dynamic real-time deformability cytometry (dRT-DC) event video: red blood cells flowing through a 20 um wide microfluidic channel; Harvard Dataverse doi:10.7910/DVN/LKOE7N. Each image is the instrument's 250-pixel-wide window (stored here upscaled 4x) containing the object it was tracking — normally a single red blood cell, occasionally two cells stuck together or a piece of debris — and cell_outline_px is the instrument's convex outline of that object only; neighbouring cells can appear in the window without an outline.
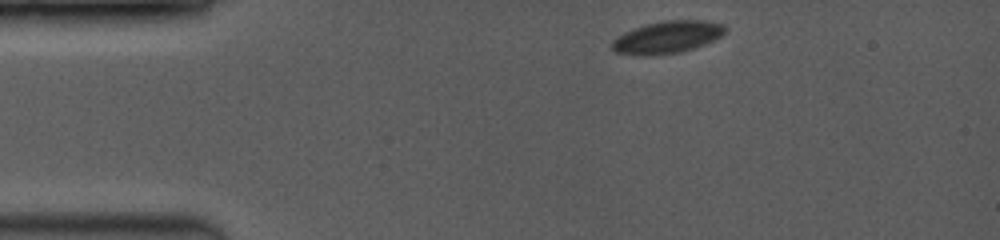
{"species": "common noctule bat (a hibernating species)", "species_latin": "Nyctalus noctula", "temperature_condition": "room temperature", "stored_images_in_passage": 12, "camera_frame_rate_fps": 3500, "um_per_image_px": 0.085, "animal": {"sex": "female", "body_mass_g": 19.0, "forearm_length_mm": 53.3}, "frame": {"image": 1, "passage_image": 1, "time_ms": 0.0, "image_size_px": [1000, 240], "cell_outline_px": [[728, 28], [720, 36], [704, 44], [680, 52], [652, 56], [640, 56], [616, 52], [612, 48], [612, 40], [636, 28], [648, 24], [668, 20], [700, 20], [724, 24]], "centroid_in_image_um": [56.74, 3.17], "position_along_channel_um": 28.3, "area_um2": 20.87}}
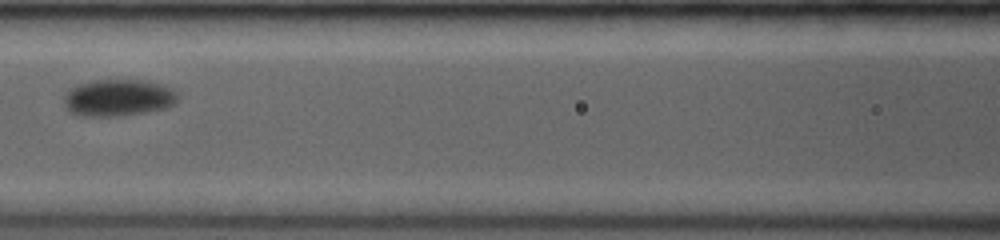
{"frame": {"image": 2, "passage_image": 9, "time_ms": 4.857, "image_size_px": [1000, 240], "cell_outline_px": [[180, 96], [168, 108], [120, 116], [80, 116], [68, 112], [64, 104], [64, 92], [76, 84], [92, 80], [140, 80], [160, 84], [172, 88]], "centroid_in_image_um": [10.0, 8.31], "position_along_channel_um": 156.6, "area_um2": 24.74}}
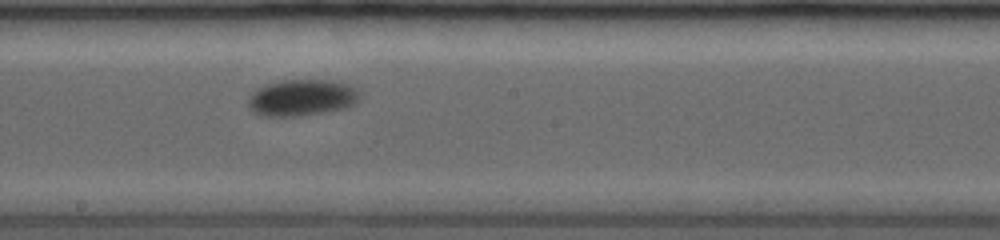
{"frame": {"image": 3, "passage_image": 12, "time_ms": 6.571, "image_size_px": [1000, 240], "cell_outline_px": [[360, 96], [356, 104], [348, 108], [300, 116], [260, 116], [252, 112], [248, 108], [248, 96], [256, 88], [268, 84], [284, 80], [332, 80], [348, 84], [356, 88]], "centroid_in_image_um": [25.64, 8.31], "position_along_channel_um": 222.6, "area_um2": 24.04}}